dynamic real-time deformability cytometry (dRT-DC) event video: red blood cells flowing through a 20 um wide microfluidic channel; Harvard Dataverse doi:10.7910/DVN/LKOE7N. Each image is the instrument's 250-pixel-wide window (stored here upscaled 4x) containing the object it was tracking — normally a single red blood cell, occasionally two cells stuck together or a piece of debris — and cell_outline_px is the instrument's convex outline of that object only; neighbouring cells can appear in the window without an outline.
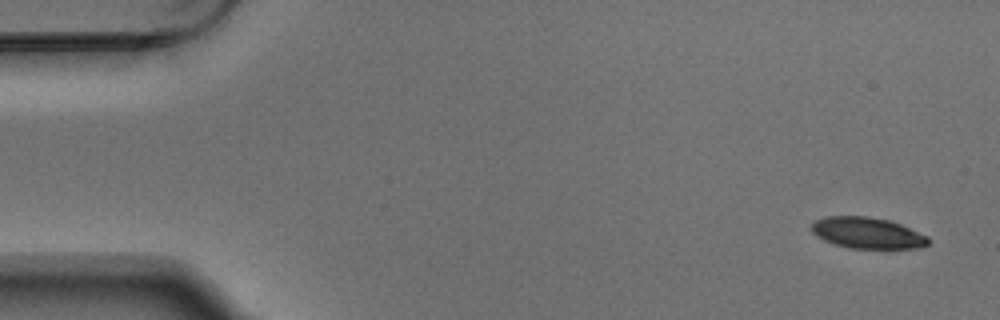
{"species": "Egyptian fruit bat (a non-hibernating species)", "species_latin": "Rousettus aegyptiacus", "temperature_condition": "warm", "stored_images_in_passage": 4, "camera_frame_rate_fps": 3000, "um_per_image_px": 0.085, "animal": {"sex": "male"}, "frame": {"image": 1, "passage_image": 1, "time_ms": 0.0, "image_size_px": [1000, 320], "cell_outline_px": [[932, 240], [924, 248], [848, 248], [824, 240], [816, 236], [812, 232], [812, 224], [816, 220], [828, 216], [868, 216], [888, 220], [900, 224], [928, 236]], "centroid_in_image_um": [73.76, 19.8], "position_along_channel_um": 11.2, "area_um2": 21.21}}
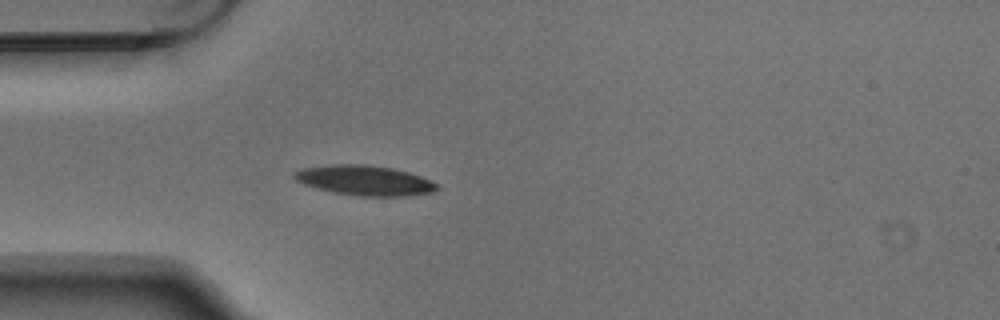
{"frame": {"image": 2, "passage_image": 4, "time_ms": 1.0, "image_size_px": [1000, 320], "cell_outline_px": [[440, 188], [432, 192], [408, 196], [360, 196], [336, 192], [304, 184], [296, 180], [292, 176], [292, 172], [300, 168], [328, 164], [368, 164], [392, 168], [408, 172], [420, 176], [436, 184]], "centroid_in_image_um": [30.96, 15.32], "position_along_channel_um": 54.0, "area_um2": 24.85}}